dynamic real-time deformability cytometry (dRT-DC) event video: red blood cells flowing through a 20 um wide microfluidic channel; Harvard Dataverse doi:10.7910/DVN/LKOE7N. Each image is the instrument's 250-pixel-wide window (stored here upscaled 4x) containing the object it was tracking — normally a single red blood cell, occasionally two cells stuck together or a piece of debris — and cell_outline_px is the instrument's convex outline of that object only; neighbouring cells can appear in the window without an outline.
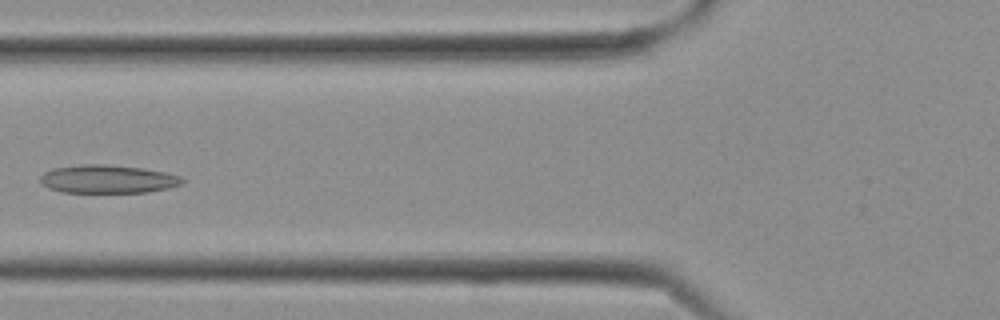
{"species": "Egyptian fruit bat (a non-hibernating species)", "species_latin": "Rousettus aegyptiacus", "temperature_condition": "cold", "stored_images_in_passage": 5, "camera_frame_rate_fps": 3000, "um_per_image_px": 0.085, "frame": {"image": 1, "passage_image": 4, "time_ms": 1.0, "image_size_px": [1000, 320], "cell_outline_px": [[184, 180], [180, 184], [168, 188], [148, 192], [60, 192], [48, 188], [40, 184], [40, 176], [44, 172], [52, 168], [84, 164], [104, 164], [144, 168], [164, 172], [180, 176]], "centroid_in_image_um": [9.11, 15.22], "position_along_channel_um": 116.7, "area_um2": 23.41}}